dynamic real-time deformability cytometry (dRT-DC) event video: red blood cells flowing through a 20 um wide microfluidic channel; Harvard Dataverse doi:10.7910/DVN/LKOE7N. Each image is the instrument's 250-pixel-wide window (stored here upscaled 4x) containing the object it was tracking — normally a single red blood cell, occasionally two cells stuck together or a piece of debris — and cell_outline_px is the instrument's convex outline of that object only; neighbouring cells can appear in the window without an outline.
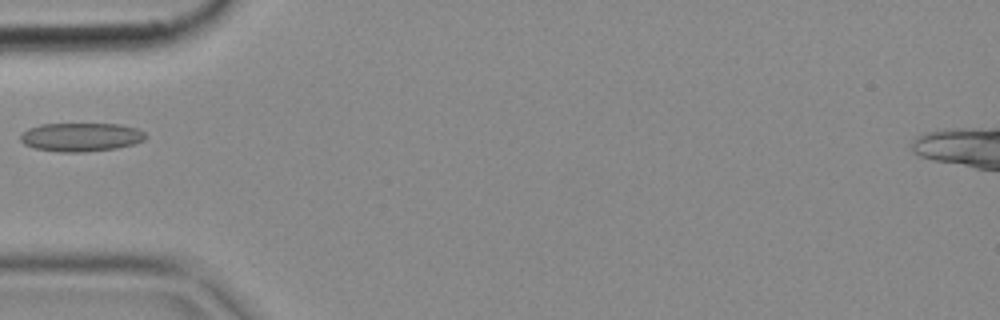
{"species": "common noctule bat (a hibernating species)", "species_latin": "Nyctalus noctula", "temperature_condition": "cold", "stored_images_in_passage": 5, "camera_frame_rate_fps": 3000, "um_per_image_px": 0.085, "animal": {"sex": "female", "body_mass_g": 18.4}, "frame": {"image": 1, "passage_image": 4, "time_ms": 1.0, "image_size_px": [1000, 320], "cell_outline_px": [[144, 140], [132, 144], [116, 148], [84, 152], [60, 152], [36, 148], [24, 144], [20, 140], [20, 136], [28, 128], [40, 124], [120, 124], [136, 128], [144, 132]], "centroid_in_image_um": [6.86, 11.65], "position_along_channel_um": 78.1, "area_um2": 20.69}}
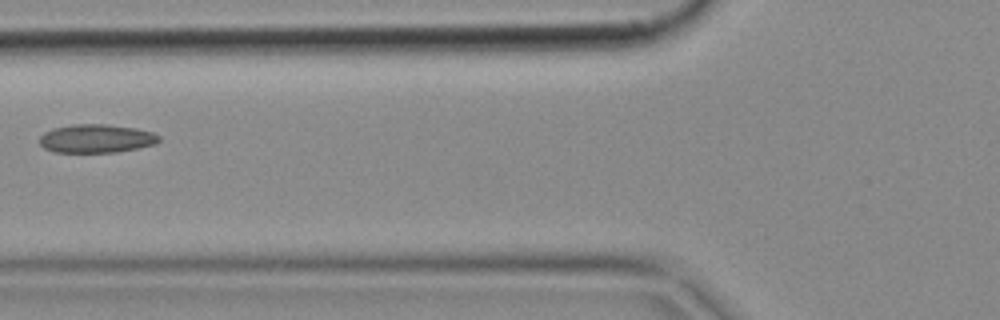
{"frame": {"image": 2, "passage_image": 5, "time_ms": 1.333, "image_size_px": [1000, 320], "cell_outline_px": [[160, 140], [156, 144], [116, 152], [56, 152], [44, 148], [40, 144], [40, 136], [44, 132], [56, 128], [72, 124], [108, 124], [136, 128], [152, 132], [160, 136]], "centroid_in_image_um": [8.2, 11.77], "position_along_channel_um": 117.6, "area_um2": 19.77}}